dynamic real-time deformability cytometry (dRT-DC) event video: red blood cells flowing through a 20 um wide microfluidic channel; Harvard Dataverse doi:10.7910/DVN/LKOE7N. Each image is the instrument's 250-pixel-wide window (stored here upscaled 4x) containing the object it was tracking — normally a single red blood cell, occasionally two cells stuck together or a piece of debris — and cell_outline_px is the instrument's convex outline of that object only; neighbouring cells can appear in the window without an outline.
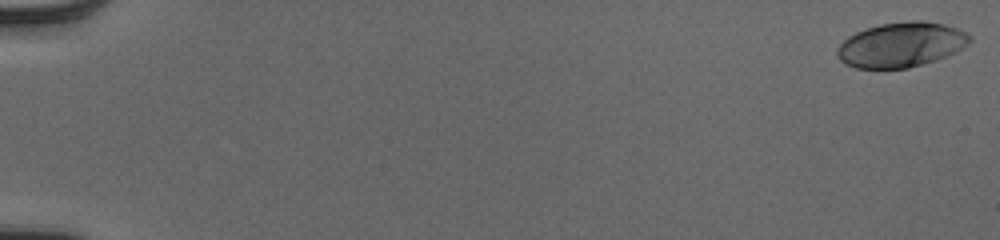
{"species": "human", "species_latin": "Homo sapiens", "temperature_condition": "cold", "stored_images_in_passage": 52, "camera_frame_rate_fps": 3000, "um_per_image_px": 0.085, "donor": {"sex": "male"}, "frame": {"image": 1, "passage_image": 1, "time_ms": 0.0, "image_size_px": [1000, 240], "cell_outline_px": [[972, 40], [968, 44], [956, 52], [948, 56], [936, 60], [908, 68], [856, 68], [840, 60], [836, 56], [836, 48], [848, 36], [856, 32], [880, 24], [912, 20], [920, 20], [944, 24], [968, 32], [972, 36]], "centroid_in_image_um": [76.63, 3.8], "position_along_channel_um": 8.4, "area_um2": 34.74}}
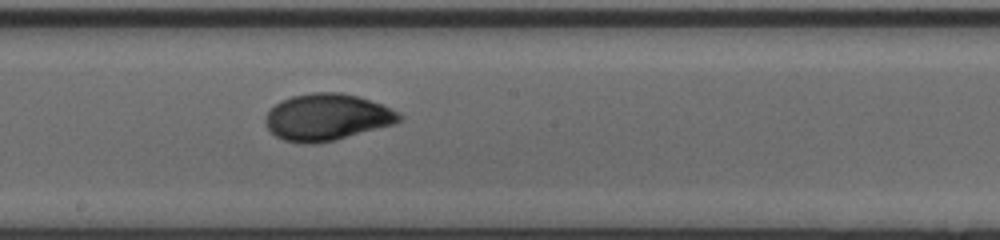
{"frame": {"image": 2, "passage_image": 31, "time_ms": 10.0, "image_size_px": [1000, 240], "cell_outline_px": [[404, 116], [396, 124], [336, 140], [316, 144], [304, 144], [284, 140], [276, 136], [264, 124], [264, 120], [268, 112], [280, 100], [292, 96], [312, 92], [340, 92], [356, 96], [380, 104], [400, 112]], "centroid_in_image_um": [27.8, 9.97], "position_along_channel_um": 220.4, "area_um2": 36.59}}
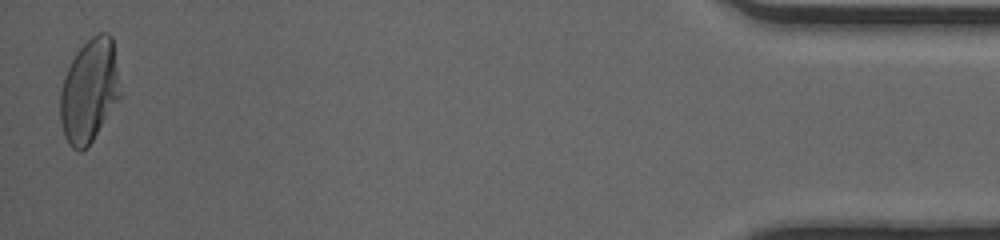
{"frame": {"image": 3, "passage_image": 52, "time_ms": 17.0, "image_size_px": [1000, 240], "cell_outline_px": [[120, 100], [92, 140], [80, 152], [72, 148], [68, 144], [64, 136], [60, 120], [60, 92], [64, 76], [76, 52], [92, 36], [100, 32], [108, 32], [112, 36], [120, 96]], "centroid_in_image_um": [7.57, 7.73], "position_along_channel_um": 427.6, "area_um2": 35.89}, "authors_computed_cell_mechanics": {"area_um2": 34.8245, "velocity_mm_per_s": 4.076, "shape_relaxation_time_tau1_ms": 3.2876, "shape_relaxation_time_tau2_ms": 1.1076, "deformation_change_tau1": 0.1747, "deformation_change_tau2": 0.0451}}